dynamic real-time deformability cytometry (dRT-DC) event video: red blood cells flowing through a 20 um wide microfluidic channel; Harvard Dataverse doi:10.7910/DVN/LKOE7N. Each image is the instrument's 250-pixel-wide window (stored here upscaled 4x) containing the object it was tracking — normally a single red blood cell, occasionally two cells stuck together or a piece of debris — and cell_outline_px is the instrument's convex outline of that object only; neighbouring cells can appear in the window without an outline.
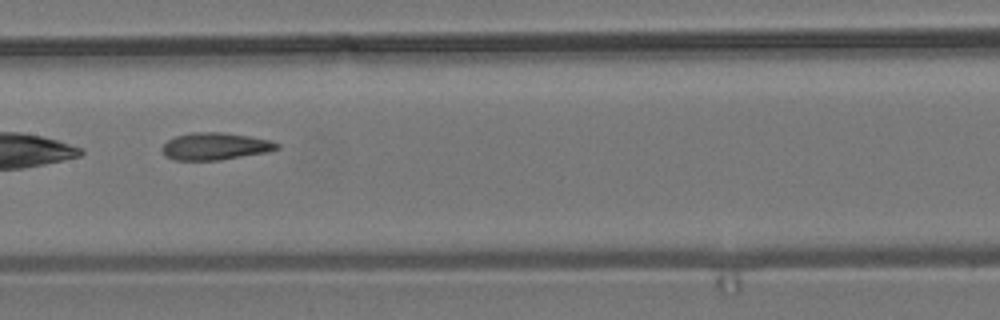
{"species": "common noctule bat (a hibernating species)", "species_latin": "Nyctalus noctula", "temperature_condition": "room temperature", "stored_images_in_passage": 13, "camera_frame_rate_fps": 3000, "um_per_image_px": 0.085, "animal": {"sex": "male", "body_mass_g": 19.2, "forearm_length_mm": 51.8}, "frame": {"image": 1, "passage_image": 10, "time_ms": 11.333, "image_size_px": [1000, 320], "cell_outline_px": [[280, 148], [268, 152], [220, 160], [176, 160], [164, 156], [160, 152], [160, 148], [168, 140], [176, 136], [192, 132], [224, 132], [272, 140], [280, 144]], "centroid_in_image_um": [18.29, 12.44], "position_along_channel_um": 189.1, "area_um2": 18.44}}
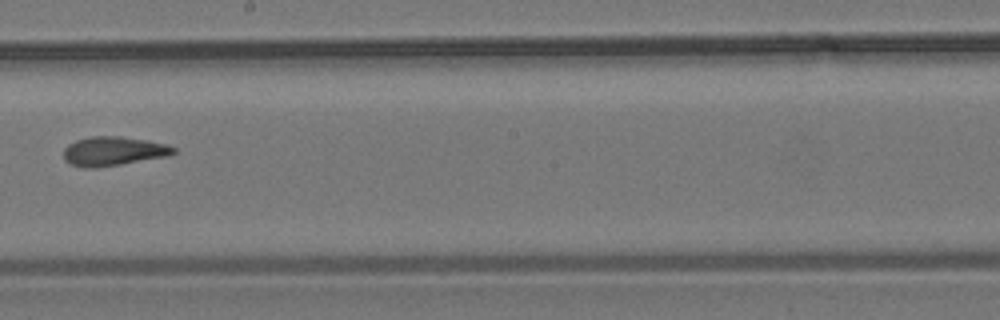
{"frame": {"image": 2, "passage_image": 11, "time_ms": 12.667, "image_size_px": [1000, 320], "cell_outline_px": [[176, 152], [168, 156], [96, 168], [84, 168], [72, 164], [64, 160], [64, 148], [68, 144], [76, 140], [92, 136], [120, 136], [148, 140], [168, 144], [176, 148]], "centroid_in_image_um": [9.65, 12.84], "position_along_channel_um": 238.6, "area_um2": 18.73}}
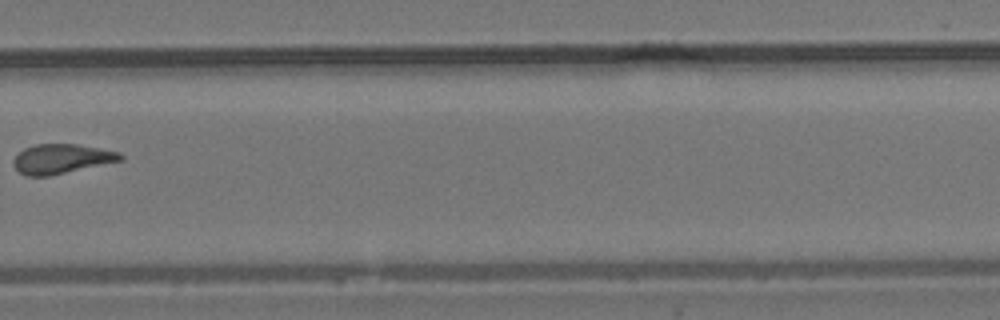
{"frame": {"image": 3, "passage_image": 13, "time_ms": 15.0, "image_size_px": [1000, 320], "cell_outline_px": [[124, 160], [48, 176], [24, 176], [12, 164], [12, 160], [24, 148], [36, 144], [76, 144], [100, 148], [120, 152], [124, 156]], "centroid_in_image_um": [5.24, 13.5], "position_along_channel_um": 324.6, "area_um2": 18.44}}